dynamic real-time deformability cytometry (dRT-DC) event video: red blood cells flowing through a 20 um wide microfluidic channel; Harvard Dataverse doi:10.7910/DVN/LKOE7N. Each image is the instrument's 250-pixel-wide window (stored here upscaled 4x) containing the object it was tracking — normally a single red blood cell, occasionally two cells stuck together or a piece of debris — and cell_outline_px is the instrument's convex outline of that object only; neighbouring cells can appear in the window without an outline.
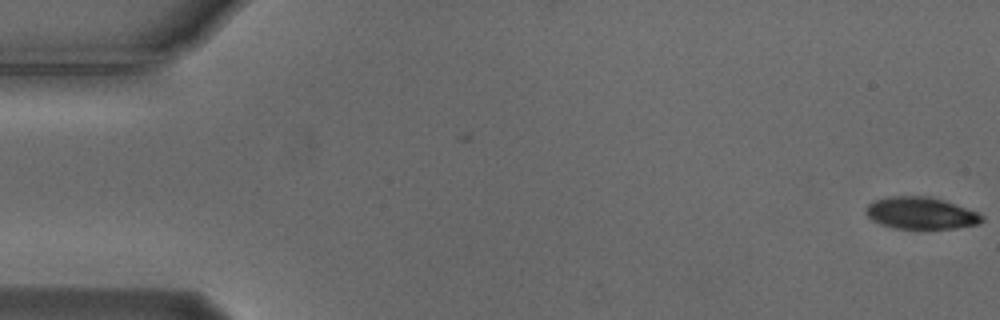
{"species": "Egyptian fruit bat (a non-hibernating species)", "species_latin": "Rousettus aegyptiacus", "temperature_condition": "cold", "stored_images_in_passage": 5, "camera_frame_rate_fps": 3000, "um_per_image_px": 0.085, "animal": {"sex": "male"}, "frame": {"image": 1, "passage_image": 5, "time_ms": 1.333, "image_size_px": [1000, 320], "cell_outline_px": [[984, 220], [980, 224], [956, 228], [896, 228], [880, 224], [872, 220], [864, 212], [868, 204], [872, 200], [888, 196], [928, 196], [944, 200], [976, 212], [984, 216]], "centroid_in_image_um": [78.25, 18.11], "position_along_channel_um": 6.8, "area_um2": 21.62}}